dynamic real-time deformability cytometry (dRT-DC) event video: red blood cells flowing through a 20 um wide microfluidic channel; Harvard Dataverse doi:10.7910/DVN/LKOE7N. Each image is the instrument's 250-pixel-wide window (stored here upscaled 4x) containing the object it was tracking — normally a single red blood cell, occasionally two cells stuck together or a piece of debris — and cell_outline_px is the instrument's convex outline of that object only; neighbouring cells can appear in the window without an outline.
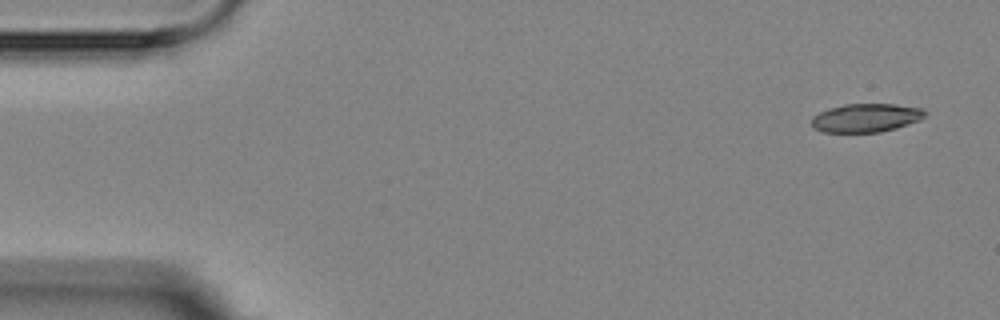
{"species": "Egyptian fruit bat (a non-hibernating species)", "species_latin": "Rousettus aegyptiacus", "temperature_condition": "room temperature", "stored_images_in_passage": 4, "camera_frame_rate_fps": 3000, "um_per_image_px": 0.085, "animal": {"sex": "female"}, "frame": {"image": 1, "passage_image": 1, "time_ms": 0.0, "image_size_px": [1000, 320], "cell_outline_px": [[924, 116], [920, 120], [896, 128], [880, 132], [820, 132], [812, 128], [812, 116], [828, 108], [844, 104], [896, 104], [920, 108], [924, 112]], "centroid_in_image_um": [73.55, 10.02], "position_along_channel_um": 11.4, "area_um2": 18.84}}